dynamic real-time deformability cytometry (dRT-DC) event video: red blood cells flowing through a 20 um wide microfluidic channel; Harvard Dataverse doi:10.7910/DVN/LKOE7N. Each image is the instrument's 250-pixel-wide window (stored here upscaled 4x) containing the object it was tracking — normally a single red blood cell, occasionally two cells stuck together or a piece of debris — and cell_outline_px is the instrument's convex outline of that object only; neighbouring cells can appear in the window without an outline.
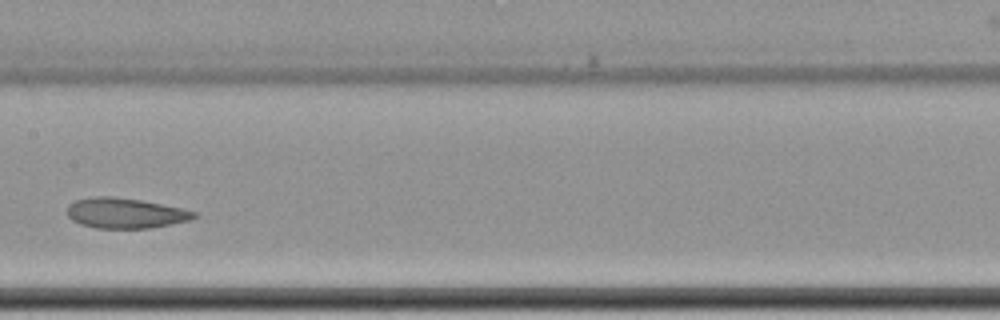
{"species": "common noctule bat (a hibernating species)", "species_latin": "Nyctalus noctula", "temperature_condition": "cold", "stored_images_in_passage": 9, "camera_frame_rate_fps": 3000, "um_per_image_px": 0.085, "animal": {"sex": "female", "body_mass_g": 22.7, "forearm_length_mm": 54.2}, "frame": {"image": 1, "passage_image": 6, "time_ms": 6.333, "image_size_px": [1000, 320], "cell_outline_px": [[196, 216], [192, 220], [148, 228], [96, 228], [80, 224], [72, 220], [68, 216], [68, 204], [76, 200], [96, 196], [112, 196], [140, 200], [180, 208], [196, 212]], "centroid_in_image_um": [10.63, 18.12], "position_along_channel_um": 196.8, "area_um2": 22.2}}
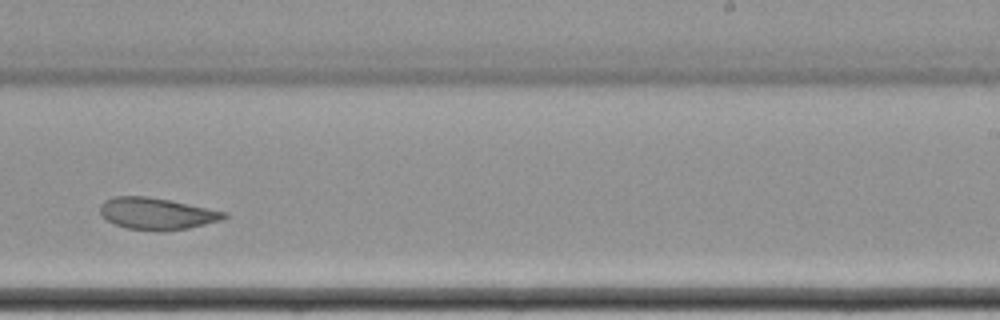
{"frame": {"image": 2, "passage_image": 8, "time_ms": 8.667, "image_size_px": [1000, 320], "cell_outline_px": [[228, 216], [220, 220], [188, 228], [164, 232], [156, 232], [128, 228], [116, 224], [108, 220], [100, 212], [100, 204], [104, 200], [112, 196], [148, 196], [228, 212]], "centroid_in_image_um": [13.31, 18.16], "position_along_channel_um": 275.7, "area_um2": 22.95}}
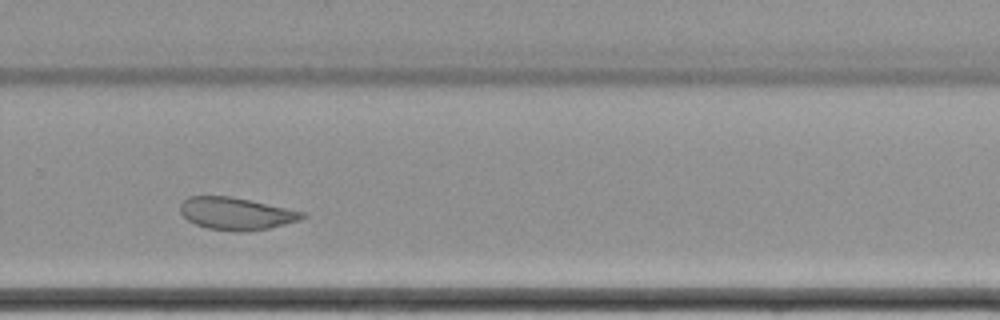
{"frame": {"image": 3, "passage_image": 9, "time_ms": 9.667, "image_size_px": [1000, 320], "cell_outline_px": [[308, 216], [300, 220], [268, 228], [244, 232], [236, 232], [208, 228], [196, 224], [188, 220], [180, 212], [180, 204], [188, 196], [232, 196], [308, 212]], "centroid_in_image_um": [20.12, 18.15], "position_along_channel_um": 309.7, "area_um2": 23.24}}